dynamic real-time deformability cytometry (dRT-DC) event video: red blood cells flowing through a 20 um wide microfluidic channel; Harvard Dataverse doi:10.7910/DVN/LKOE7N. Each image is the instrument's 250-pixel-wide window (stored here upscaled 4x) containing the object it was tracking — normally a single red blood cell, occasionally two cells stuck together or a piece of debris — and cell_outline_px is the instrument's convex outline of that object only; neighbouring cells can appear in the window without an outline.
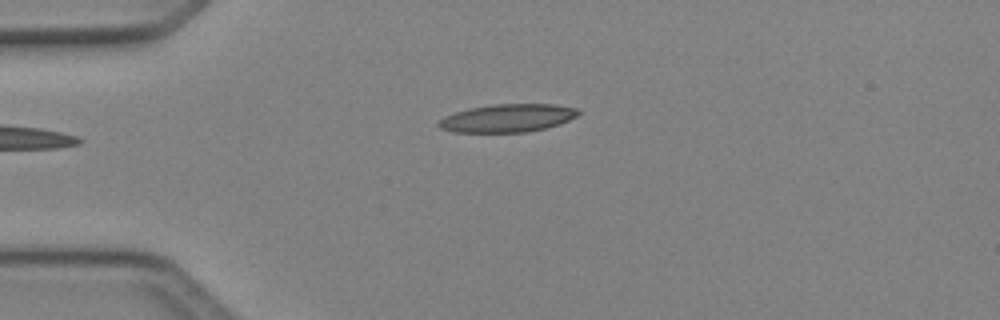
{"species": "Egyptian fruit bat (a non-hibernating species)", "species_latin": "Rousettus aegyptiacus", "temperature_condition": "cold", "stored_images_in_passage": 4, "camera_frame_rate_fps": 3000, "um_per_image_px": 0.085, "animal": {"sex": "female"}, "frame": {"image": 1, "passage_image": 4, "time_ms": 1.0, "image_size_px": [1000, 320], "cell_outline_px": [[580, 112], [576, 116], [560, 124], [528, 132], [452, 132], [440, 128], [436, 124], [444, 116], [468, 108], [492, 104], [556, 104], [576, 108]], "centroid_in_image_um": [43.12, 10.03], "position_along_channel_um": 41.9, "area_um2": 22.83}}